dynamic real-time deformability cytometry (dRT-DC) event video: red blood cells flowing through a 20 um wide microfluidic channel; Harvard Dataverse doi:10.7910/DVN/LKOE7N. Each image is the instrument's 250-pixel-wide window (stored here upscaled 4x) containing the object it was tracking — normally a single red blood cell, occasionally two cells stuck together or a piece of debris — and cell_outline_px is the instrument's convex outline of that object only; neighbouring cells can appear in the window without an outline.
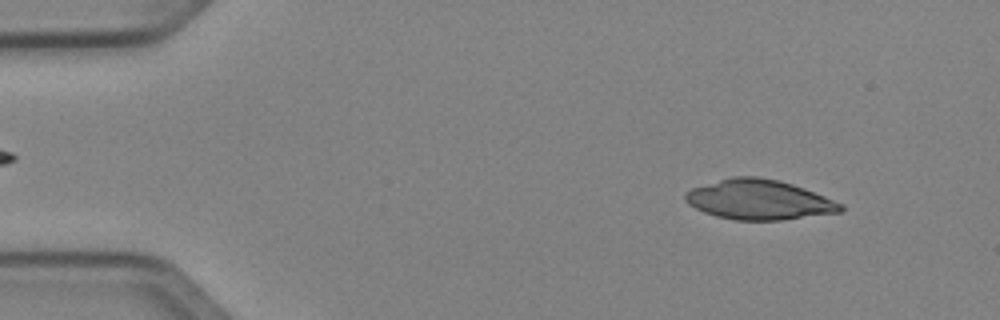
{"species": "Egyptian fruit bat (a non-hibernating species)", "species_latin": "Rousettus aegyptiacus", "temperature_condition": "cold", "stored_images_in_passage": 47, "camera_frame_rate_fps": 3000, "um_per_image_px": 0.085, "animal": {"sex": "female"}, "frame": {"image": 1, "passage_image": 5, "time_ms": 1.333, "image_size_px": [1000, 320], "cell_outline_px": [[844, 208], [840, 212], [780, 220], [732, 220], [716, 216], [704, 212], [688, 204], [684, 200], [684, 192], [692, 188], [732, 176], [756, 176], [780, 180], [804, 188], [844, 204]], "centroid_in_image_um": [64.5, 16.97], "position_along_channel_um": 20.5, "area_um2": 36.13}}
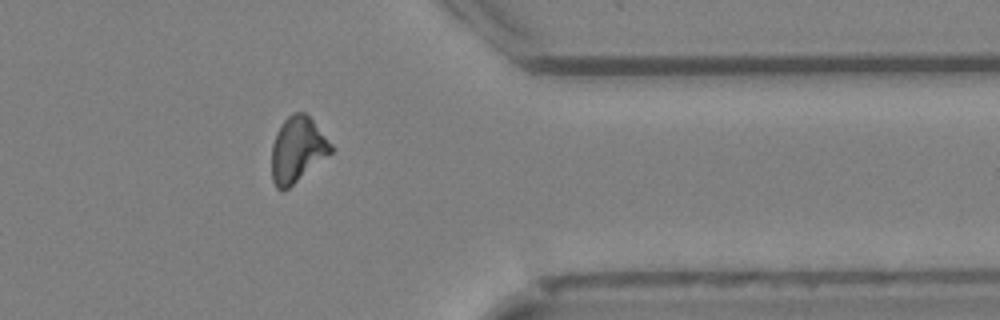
{"frame": {"image": 2, "passage_image": 38, "time_ms": 12.333, "image_size_px": [1000, 320], "cell_outline_px": [[336, 148], [332, 152], [284, 192], [276, 188], [272, 180], [272, 144], [276, 132], [284, 120], [292, 112], [304, 112], [312, 120]], "centroid_in_image_um": [25.28, 12.72], "position_along_channel_um": 386.1, "area_um2": 22.66}}
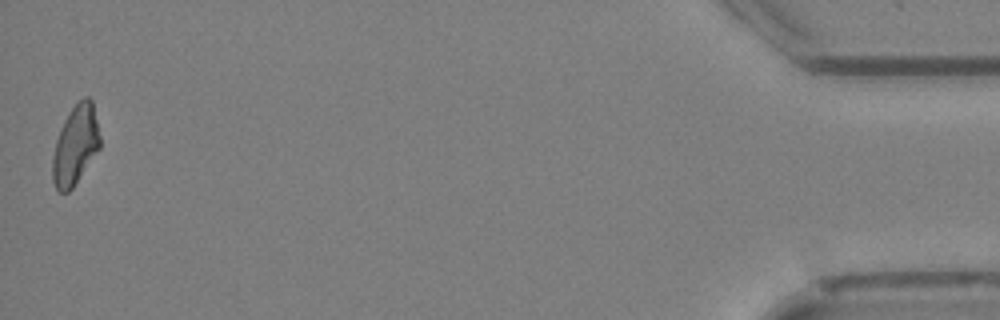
{"frame": {"image": 3, "passage_image": 47, "time_ms": 15.333, "image_size_px": [1000, 320], "cell_outline_px": [[100, 148], [72, 188], [68, 192], [60, 192], [56, 188], [52, 180], [52, 156], [56, 140], [60, 128], [68, 112], [84, 96], [88, 96], [92, 100], [100, 136]], "centroid_in_image_um": [6.4, 12.33], "position_along_channel_um": 428.8, "area_um2": 21.85}}